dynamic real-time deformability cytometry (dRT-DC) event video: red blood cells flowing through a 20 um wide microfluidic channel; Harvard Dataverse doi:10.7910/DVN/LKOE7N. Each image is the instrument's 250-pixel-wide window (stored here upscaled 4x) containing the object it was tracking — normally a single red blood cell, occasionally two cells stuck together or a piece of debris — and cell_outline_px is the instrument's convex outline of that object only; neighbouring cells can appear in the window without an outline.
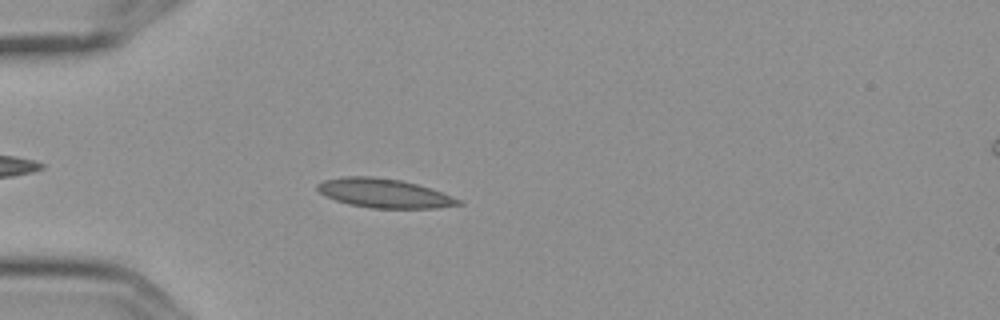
{"species": "Egyptian fruit bat (a non-hibernating species)", "species_latin": "Rousettus aegyptiacus", "temperature_condition": "cold", "stored_images_in_passage": 3, "camera_frame_rate_fps": 3000, "um_per_image_px": 0.085, "frame": {"image": 1, "passage_image": 3, "time_ms": 0.667, "image_size_px": [1000, 320], "cell_outline_px": [[464, 204], [436, 208], [372, 208], [348, 204], [324, 196], [316, 188], [316, 184], [324, 180], [344, 176], [372, 176], [400, 180], [432, 188], [460, 200]], "centroid_in_image_um": [32.63, 16.42], "position_along_channel_um": 52.4, "area_um2": 23.87}}